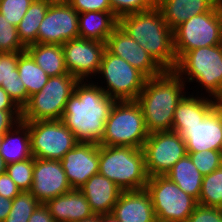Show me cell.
I'll return each instance as SVG.
<instances>
[{
    "instance_id": "4",
    "label": "cell",
    "mask_w": 222,
    "mask_h": 222,
    "mask_svg": "<svg viewBox=\"0 0 222 222\" xmlns=\"http://www.w3.org/2000/svg\"><path fill=\"white\" fill-rule=\"evenodd\" d=\"M99 173L123 191L142 190L149 180L142 148L99 145Z\"/></svg>"
},
{
    "instance_id": "11",
    "label": "cell",
    "mask_w": 222,
    "mask_h": 222,
    "mask_svg": "<svg viewBox=\"0 0 222 222\" xmlns=\"http://www.w3.org/2000/svg\"><path fill=\"white\" fill-rule=\"evenodd\" d=\"M30 130L31 153L34 158L61 160L78 141L61 120L26 122Z\"/></svg>"
},
{
    "instance_id": "40",
    "label": "cell",
    "mask_w": 222,
    "mask_h": 222,
    "mask_svg": "<svg viewBox=\"0 0 222 222\" xmlns=\"http://www.w3.org/2000/svg\"><path fill=\"white\" fill-rule=\"evenodd\" d=\"M21 121V111L0 110V135H4Z\"/></svg>"
},
{
    "instance_id": "19",
    "label": "cell",
    "mask_w": 222,
    "mask_h": 222,
    "mask_svg": "<svg viewBox=\"0 0 222 222\" xmlns=\"http://www.w3.org/2000/svg\"><path fill=\"white\" fill-rule=\"evenodd\" d=\"M111 213L120 222H157L146 189L122 191Z\"/></svg>"
},
{
    "instance_id": "32",
    "label": "cell",
    "mask_w": 222,
    "mask_h": 222,
    "mask_svg": "<svg viewBox=\"0 0 222 222\" xmlns=\"http://www.w3.org/2000/svg\"><path fill=\"white\" fill-rule=\"evenodd\" d=\"M40 203L30 191L20 192L13 200L11 211L4 222H28Z\"/></svg>"
},
{
    "instance_id": "37",
    "label": "cell",
    "mask_w": 222,
    "mask_h": 222,
    "mask_svg": "<svg viewBox=\"0 0 222 222\" xmlns=\"http://www.w3.org/2000/svg\"><path fill=\"white\" fill-rule=\"evenodd\" d=\"M114 15L121 16L146 11L156 6V0H109Z\"/></svg>"
},
{
    "instance_id": "10",
    "label": "cell",
    "mask_w": 222,
    "mask_h": 222,
    "mask_svg": "<svg viewBox=\"0 0 222 222\" xmlns=\"http://www.w3.org/2000/svg\"><path fill=\"white\" fill-rule=\"evenodd\" d=\"M145 189L151 196L157 222H186L198 205L167 176L149 177Z\"/></svg>"
},
{
    "instance_id": "49",
    "label": "cell",
    "mask_w": 222,
    "mask_h": 222,
    "mask_svg": "<svg viewBox=\"0 0 222 222\" xmlns=\"http://www.w3.org/2000/svg\"><path fill=\"white\" fill-rule=\"evenodd\" d=\"M215 3L219 4V5H222V0H214Z\"/></svg>"
},
{
    "instance_id": "42",
    "label": "cell",
    "mask_w": 222,
    "mask_h": 222,
    "mask_svg": "<svg viewBox=\"0 0 222 222\" xmlns=\"http://www.w3.org/2000/svg\"><path fill=\"white\" fill-rule=\"evenodd\" d=\"M28 222H55L44 204H39L32 213Z\"/></svg>"
},
{
    "instance_id": "5",
    "label": "cell",
    "mask_w": 222,
    "mask_h": 222,
    "mask_svg": "<svg viewBox=\"0 0 222 222\" xmlns=\"http://www.w3.org/2000/svg\"><path fill=\"white\" fill-rule=\"evenodd\" d=\"M173 71L187 84L196 81L206 96L222 102V44L186 52Z\"/></svg>"
},
{
    "instance_id": "38",
    "label": "cell",
    "mask_w": 222,
    "mask_h": 222,
    "mask_svg": "<svg viewBox=\"0 0 222 222\" xmlns=\"http://www.w3.org/2000/svg\"><path fill=\"white\" fill-rule=\"evenodd\" d=\"M186 222H222V208L198 204Z\"/></svg>"
},
{
    "instance_id": "18",
    "label": "cell",
    "mask_w": 222,
    "mask_h": 222,
    "mask_svg": "<svg viewBox=\"0 0 222 222\" xmlns=\"http://www.w3.org/2000/svg\"><path fill=\"white\" fill-rule=\"evenodd\" d=\"M187 152L220 151L222 145V102H219L197 125L187 126L181 133Z\"/></svg>"
},
{
    "instance_id": "16",
    "label": "cell",
    "mask_w": 222,
    "mask_h": 222,
    "mask_svg": "<svg viewBox=\"0 0 222 222\" xmlns=\"http://www.w3.org/2000/svg\"><path fill=\"white\" fill-rule=\"evenodd\" d=\"M72 190L60 160L34 158L30 192L40 204Z\"/></svg>"
},
{
    "instance_id": "35",
    "label": "cell",
    "mask_w": 222,
    "mask_h": 222,
    "mask_svg": "<svg viewBox=\"0 0 222 222\" xmlns=\"http://www.w3.org/2000/svg\"><path fill=\"white\" fill-rule=\"evenodd\" d=\"M192 163L202 175H207L222 166V156L217 150H204L202 152H187Z\"/></svg>"
},
{
    "instance_id": "30",
    "label": "cell",
    "mask_w": 222,
    "mask_h": 222,
    "mask_svg": "<svg viewBox=\"0 0 222 222\" xmlns=\"http://www.w3.org/2000/svg\"><path fill=\"white\" fill-rule=\"evenodd\" d=\"M17 69L29 97L40 92L50 77L36 64L27 51L18 52Z\"/></svg>"
},
{
    "instance_id": "50",
    "label": "cell",
    "mask_w": 222,
    "mask_h": 222,
    "mask_svg": "<svg viewBox=\"0 0 222 222\" xmlns=\"http://www.w3.org/2000/svg\"><path fill=\"white\" fill-rule=\"evenodd\" d=\"M220 14H221V19H222V5H220Z\"/></svg>"
},
{
    "instance_id": "33",
    "label": "cell",
    "mask_w": 222,
    "mask_h": 222,
    "mask_svg": "<svg viewBox=\"0 0 222 222\" xmlns=\"http://www.w3.org/2000/svg\"><path fill=\"white\" fill-rule=\"evenodd\" d=\"M34 157L7 164L6 172L22 191H30L33 182Z\"/></svg>"
},
{
    "instance_id": "31",
    "label": "cell",
    "mask_w": 222,
    "mask_h": 222,
    "mask_svg": "<svg viewBox=\"0 0 222 222\" xmlns=\"http://www.w3.org/2000/svg\"><path fill=\"white\" fill-rule=\"evenodd\" d=\"M198 204L222 208V166L204 175Z\"/></svg>"
},
{
    "instance_id": "23",
    "label": "cell",
    "mask_w": 222,
    "mask_h": 222,
    "mask_svg": "<svg viewBox=\"0 0 222 222\" xmlns=\"http://www.w3.org/2000/svg\"><path fill=\"white\" fill-rule=\"evenodd\" d=\"M214 0H156L166 24L174 30L194 15L211 11Z\"/></svg>"
},
{
    "instance_id": "3",
    "label": "cell",
    "mask_w": 222,
    "mask_h": 222,
    "mask_svg": "<svg viewBox=\"0 0 222 222\" xmlns=\"http://www.w3.org/2000/svg\"><path fill=\"white\" fill-rule=\"evenodd\" d=\"M118 25L137 41L164 69L174 70L177 58L173 45V30L166 24L157 6L118 19Z\"/></svg>"
},
{
    "instance_id": "52",
    "label": "cell",
    "mask_w": 222,
    "mask_h": 222,
    "mask_svg": "<svg viewBox=\"0 0 222 222\" xmlns=\"http://www.w3.org/2000/svg\"><path fill=\"white\" fill-rule=\"evenodd\" d=\"M220 153H221V156H222V145H221V148H220Z\"/></svg>"
},
{
    "instance_id": "14",
    "label": "cell",
    "mask_w": 222,
    "mask_h": 222,
    "mask_svg": "<svg viewBox=\"0 0 222 222\" xmlns=\"http://www.w3.org/2000/svg\"><path fill=\"white\" fill-rule=\"evenodd\" d=\"M79 13L69 3H51L42 20L37 43L63 45L79 38Z\"/></svg>"
},
{
    "instance_id": "22",
    "label": "cell",
    "mask_w": 222,
    "mask_h": 222,
    "mask_svg": "<svg viewBox=\"0 0 222 222\" xmlns=\"http://www.w3.org/2000/svg\"><path fill=\"white\" fill-rule=\"evenodd\" d=\"M55 222H75L92 216L90 205L79 189H72L44 204Z\"/></svg>"
},
{
    "instance_id": "46",
    "label": "cell",
    "mask_w": 222,
    "mask_h": 222,
    "mask_svg": "<svg viewBox=\"0 0 222 222\" xmlns=\"http://www.w3.org/2000/svg\"><path fill=\"white\" fill-rule=\"evenodd\" d=\"M75 222H101L100 221V214H93L92 216L79 220V221H75Z\"/></svg>"
},
{
    "instance_id": "43",
    "label": "cell",
    "mask_w": 222,
    "mask_h": 222,
    "mask_svg": "<svg viewBox=\"0 0 222 222\" xmlns=\"http://www.w3.org/2000/svg\"><path fill=\"white\" fill-rule=\"evenodd\" d=\"M0 110L21 111L7 92L0 86Z\"/></svg>"
},
{
    "instance_id": "34",
    "label": "cell",
    "mask_w": 222,
    "mask_h": 222,
    "mask_svg": "<svg viewBox=\"0 0 222 222\" xmlns=\"http://www.w3.org/2000/svg\"><path fill=\"white\" fill-rule=\"evenodd\" d=\"M26 47L18 37L16 26L10 24L6 17L0 13V52H24Z\"/></svg>"
},
{
    "instance_id": "1",
    "label": "cell",
    "mask_w": 222,
    "mask_h": 222,
    "mask_svg": "<svg viewBox=\"0 0 222 222\" xmlns=\"http://www.w3.org/2000/svg\"><path fill=\"white\" fill-rule=\"evenodd\" d=\"M98 84L92 80L78 81L66 103L61 121L78 142H101L105 122L116 102Z\"/></svg>"
},
{
    "instance_id": "15",
    "label": "cell",
    "mask_w": 222,
    "mask_h": 222,
    "mask_svg": "<svg viewBox=\"0 0 222 222\" xmlns=\"http://www.w3.org/2000/svg\"><path fill=\"white\" fill-rule=\"evenodd\" d=\"M106 49L126 60L147 78L156 77L165 70L129 34L117 25L105 42Z\"/></svg>"
},
{
    "instance_id": "21",
    "label": "cell",
    "mask_w": 222,
    "mask_h": 222,
    "mask_svg": "<svg viewBox=\"0 0 222 222\" xmlns=\"http://www.w3.org/2000/svg\"><path fill=\"white\" fill-rule=\"evenodd\" d=\"M188 92L175 108L173 115L172 131L179 134L187 127L194 126L202 122L206 115L219 103L199 91L195 95ZM195 95V96H194ZM203 95V96H202Z\"/></svg>"
},
{
    "instance_id": "48",
    "label": "cell",
    "mask_w": 222,
    "mask_h": 222,
    "mask_svg": "<svg viewBox=\"0 0 222 222\" xmlns=\"http://www.w3.org/2000/svg\"><path fill=\"white\" fill-rule=\"evenodd\" d=\"M50 3H68L70 0H47Z\"/></svg>"
},
{
    "instance_id": "26",
    "label": "cell",
    "mask_w": 222,
    "mask_h": 222,
    "mask_svg": "<svg viewBox=\"0 0 222 222\" xmlns=\"http://www.w3.org/2000/svg\"><path fill=\"white\" fill-rule=\"evenodd\" d=\"M118 25L113 11H90L79 13V38L106 42Z\"/></svg>"
},
{
    "instance_id": "8",
    "label": "cell",
    "mask_w": 222,
    "mask_h": 222,
    "mask_svg": "<svg viewBox=\"0 0 222 222\" xmlns=\"http://www.w3.org/2000/svg\"><path fill=\"white\" fill-rule=\"evenodd\" d=\"M222 44L220 5L211 11L194 15L173 30V45L177 61L188 51Z\"/></svg>"
},
{
    "instance_id": "7",
    "label": "cell",
    "mask_w": 222,
    "mask_h": 222,
    "mask_svg": "<svg viewBox=\"0 0 222 222\" xmlns=\"http://www.w3.org/2000/svg\"><path fill=\"white\" fill-rule=\"evenodd\" d=\"M78 80L71 74L49 77L40 92L30 96L21 110L24 122L61 120Z\"/></svg>"
},
{
    "instance_id": "9",
    "label": "cell",
    "mask_w": 222,
    "mask_h": 222,
    "mask_svg": "<svg viewBox=\"0 0 222 222\" xmlns=\"http://www.w3.org/2000/svg\"><path fill=\"white\" fill-rule=\"evenodd\" d=\"M97 78L105 79L99 87L115 101H136L147 77L126 60L105 49Z\"/></svg>"
},
{
    "instance_id": "41",
    "label": "cell",
    "mask_w": 222,
    "mask_h": 222,
    "mask_svg": "<svg viewBox=\"0 0 222 222\" xmlns=\"http://www.w3.org/2000/svg\"><path fill=\"white\" fill-rule=\"evenodd\" d=\"M21 190L15 182L10 178L7 172L0 175V195L13 200Z\"/></svg>"
},
{
    "instance_id": "44",
    "label": "cell",
    "mask_w": 222,
    "mask_h": 222,
    "mask_svg": "<svg viewBox=\"0 0 222 222\" xmlns=\"http://www.w3.org/2000/svg\"><path fill=\"white\" fill-rule=\"evenodd\" d=\"M12 200L0 195V222H4L5 218L11 211Z\"/></svg>"
},
{
    "instance_id": "25",
    "label": "cell",
    "mask_w": 222,
    "mask_h": 222,
    "mask_svg": "<svg viewBox=\"0 0 222 222\" xmlns=\"http://www.w3.org/2000/svg\"><path fill=\"white\" fill-rule=\"evenodd\" d=\"M18 52L2 53L0 56V86L22 110L29 96L17 69Z\"/></svg>"
},
{
    "instance_id": "24",
    "label": "cell",
    "mask_w": 222,
    "mask_h": 222,
    "mask_svg": "<svg viewBox=\"0 0 222 222\" xmlns=\"http://www.w3.org/2000/svg\"><path fill=\"white\" fill-rule=\"evenodd\" d=\"M0 156L6 164L32 158L29 125L19 121L3 135L0 145Z\"/></svg>"
},
{
    "instance_id": "28",
    "label": "cell",
    "mask_w": 222,
    "mask_h": 222,
    "mask_svg": "<svg viewBox=\"0 0 222 222\" xmlns=\"http://www.w3.org/2000/svg\"><path fill=\"white\" fill-rule=\"evenodd\" d=\"M165 176L198 201L204 175L197 170L188 154L182 157Z\"/></svg>"
},
{
    "instance_id": "13",
    "label": "cell",
    "mask_w": 222,
    "mask_h": 222,
    "mask_svg": "<svg viewBox=\"0 0 222 222\" xmlns=\"http://www.w3.org/2000/svg\"><path fill=\"white\" fill-rule=\"evenodd\" d=\"M66 70L78 81H87L97 76L105 43L91 39H72L61 45ZM92 76V77H91Z\"/></svg>"
},
{
    "instance_id": "29",
    "label": "cell",
    "mask_w": 222,
    "mask_h": 222,
    "mask_svg": "<svg viewBox=\"0 0 222 222\" xmlns=\"http://www.w3.org/2000/svg\"><path fill=\"white\" fill-rule=\"evenodd\" d=\"M50 4L47 0H34L17 25L18 37L25 47L37 43L38 30Z\"/></svg>"
},
{
    "instance_id": "20",
    "label": "cell",
    "mask_w": 222,
    "mask_h": 222,
    "mask_svg": "<svg viewBox=\"0 0 222 222\" xmlns=\"http://www.w3.org/2000/svg\"><path fill=\"white\" fill-rule=\"evenodd\" d=\"M79 190L94 214H110L123 191L100 173L91 176Z\"/></svg>"
},
{
    "instance_id": "39",
    "label": "cell",
    "mask_w": 222,
    "mask_h": 222,
    "mask_svg": "<svg viewBox=\"0 0 222 222\" xmlns=\"http://www.w3.org/2000/svg\"><path fill=\"white\" fill-rule=\"evenodd\" d=\"M68 3L78 13L90 11H112L109 0H70Z\"/></svg>"
},
{
    "instance_id": "2",
    "label": "cell",
    "mask_w": 222,
    "mask_h": 222,
    "mask_svg": "<svg viewBox=\"0 0 222 222\" xmlns=\"http://www.w3.org/2000/svg\"><path fill=\"white\" fill-rule=\"evenodd\" d=\"M186 85L173 70H165L156 77L147 78L136 101L141 107L149 133L172 131L175 108L188 93Z\"/></svg>"
},
{
    "instance_id": "27",
    "label": "cell",
    "mask_w": 222,
    "mask_h": 222,
    "mask_svg": "<svg viewBox=\"0 0 222 222\" xmlns=\"http://www.w3.org/2000/svg\"><path fill=\"white\" fill-rule=\"evenodd\" d=\"M26 51L48 76L69 74L66 70L61 45L35 43L27 46Z\"/></svg>"
},
{
    "instance_id": "51",
    "label": "cell",
    "mask_w": 222,
    "mask_h": 222,
    "mask_svg": "<svg viewBox=\"0 0 222 222\" xmlns=\"http://www.w3.org/2000/svg\"><path fill=\"white\" fill-rule=\"evenodd\" d=\"M2 139H3V135H0V145H1Z\"/></svg>"
},
{
    "instance_id": "45",
    "label": "cell",
    "mask_w": 222,
    "mask_h": 222,
    "mask_svg": "<svg viewBox=\"0 0 222 222\" xmlns=\"http://www.w3.org/2000/svg\"><path fill=\"white\" fill-rule=\"evenodd\" d=\"M101 222H120L112 213L110 214H100Z\"/></svg>"
},
{
    "instance_id": "47",
    "label": "cell",
    "mask_w": 222,
    "mask_h": 222,
    "mask_svg": "<svg viewBox=\"0 0 222 222\" xmlns=\"http://www.w3.org/2000/svg\"><path fill=\"white\" fill-rule=\"evenodd\" d=\"M7 164L4 159L0 156V175L6 172Z\"/></svg>"
},
{
    "instance_id": "6",
    "label": "cell",
    "mask_w": 222,
    "mask_h": 222,
    "mask_svg": "<svg viewBox=\"0 0 222 222\" xmlns=\"http://www.w3.org/2000/svg\"><path fill=\"white\" fill-rule=\"evenodd\" d=\"M148 136L137 101H116L105 122L99 145L142 148Z\"/></svg>"
},
{
    "instance_id": "17",
    "label": "cell",
    "mask_w": 222,
    "mask_h": 222,
    "mask_svg": "<svg viewBox=\"0 0 222 222\" xmlns=\"http://www.w3.org/2000/svg\"><path fill=\"white\" fill-rule=\"evenodd\" d=\"M60 162L72 189H79L99 173V144L78 142Z\"/></svg>"
},
{
    "instance_id": "12",
    "label": "cell",
    "mask_w": 222,
    "mask_h": 222,
    "mask_svg": "<svg viewBox=\"0 0 222 222\" xmlns=\"http://www.w3.org/2000/svg\"><path fill=\"white\" fill-rule=\"evenodd\" d=\"M149 177L165 176L185 155L186 143L178 132L149 133L142 147Z\"/></svg>"
},
{
    "instance_id": "36",
    "label": "cell",
    "mask_w": 222,
    "mask_h": 222,
    "mask_svg": "<svg viewBox=\"0 0 222 222\" xmlns=\"http://www.w3.org/2000/svg\"><path fill=\"white\" fill-rule=\"evenodd\" d=\"M34 0H0V13L17 27Z\"/></svg>"
}]
</instances>
